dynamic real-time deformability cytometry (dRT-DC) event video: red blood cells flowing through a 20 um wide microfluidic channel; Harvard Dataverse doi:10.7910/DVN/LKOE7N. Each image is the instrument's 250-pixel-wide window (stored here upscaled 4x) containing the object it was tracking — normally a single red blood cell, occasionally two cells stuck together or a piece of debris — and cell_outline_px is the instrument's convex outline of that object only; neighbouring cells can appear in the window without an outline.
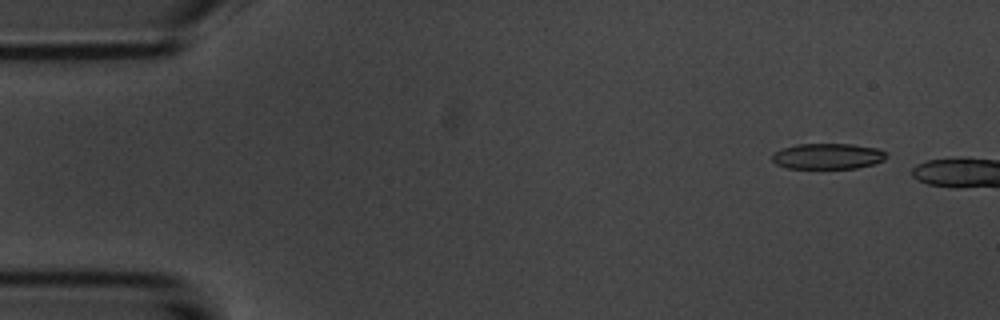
{"species": "common noctule bat (a hibernating species)", "species_latin": "Nyctalus noctula", "temperature_condition": "room temperature", "stored_images_in_passage": 3, "camera_frame_rate_fps": 3000, "um_per_image_px": 0.085, "animal": {"sex": "male", "body_mass_g": 20.1, "forearm_length_mm": 53.5}, "frame": {"image": 1, "passage_image": 1, "time_ms": 0.0, "image_size_px": [1000, 320], "cell_outline_px": [[888, 156], [884, 160], [872, 164], [856, 168], [788, 168], [776, 164], [772, 160], [772, 156], [780, 148], [796, 144], [852, 144], [880, 148], [888, 152]], "centroid_in_image_um": [70.4, 13.26], "position_along_channel_um": 14.6, "area_um2": 17.28}}